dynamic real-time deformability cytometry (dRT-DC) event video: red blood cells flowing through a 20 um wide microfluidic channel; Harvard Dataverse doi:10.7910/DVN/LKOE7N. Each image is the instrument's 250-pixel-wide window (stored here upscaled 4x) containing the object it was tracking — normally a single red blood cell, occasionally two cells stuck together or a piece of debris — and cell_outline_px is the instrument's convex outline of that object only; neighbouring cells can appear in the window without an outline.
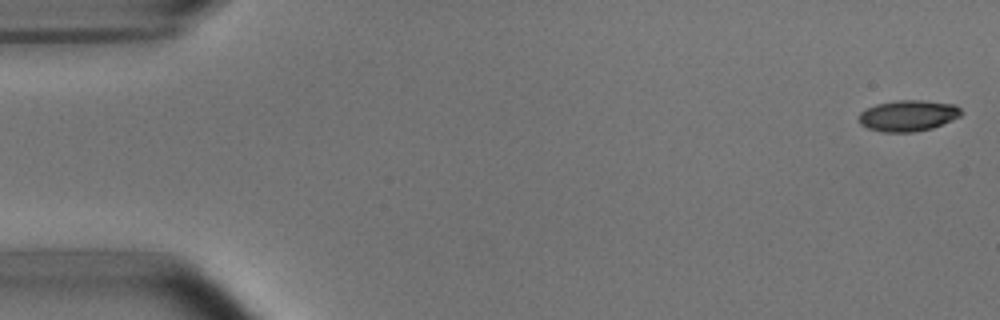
{"species": "common noctule bat (a hibernating species)", "species_latin": "Nyctalus noctula", "temperature_condition": "room temperature", "stored_images_in_passage": 52, "camera_frame_rate_fps": 3000, "um_per_image_px": 0.085, "animal": {"sex": "male", "body_mass_g": 15.6}, "frame": {"image": 1, "passage_image": 1, "time_ms": 0.0, "image_size_px": [1000, 320], "cell_outline_px": [[964, 112], [960, 116], [952, 120], [932, 128], [912, 132], [884, 132], [868, 128], [860, 124], [860, 112], [876, 104], [896, 100], [920, 100], [956, 104]], "centroid_in_image_um": [77.22, 9.82], "position_along_channel_um": 7.8, "area_um2": 18.5}}
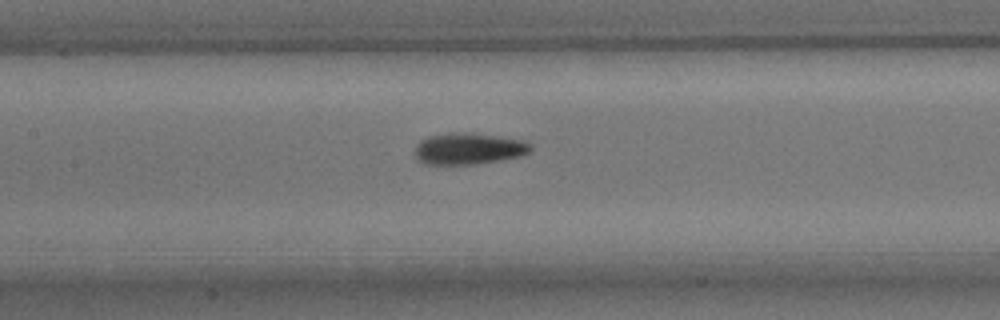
{"frame": {"image": 2, "passage_image": 24, "time_ms": 7.667, "image_size_px": [1000, 320], "cell_outline_px": [[532, 148], [528, 152], [520, 156], [500, 160], [476, 164], [424, 164], [416, 160], [416, 144], [420, 140], [428, 136], [456, 132], [472, 132], [524, 140], [532, 144]], "centroid_in_image_um": [39.83, 12.63], "position_along_channel_um": 167.6, "area_um2": 21.39}}
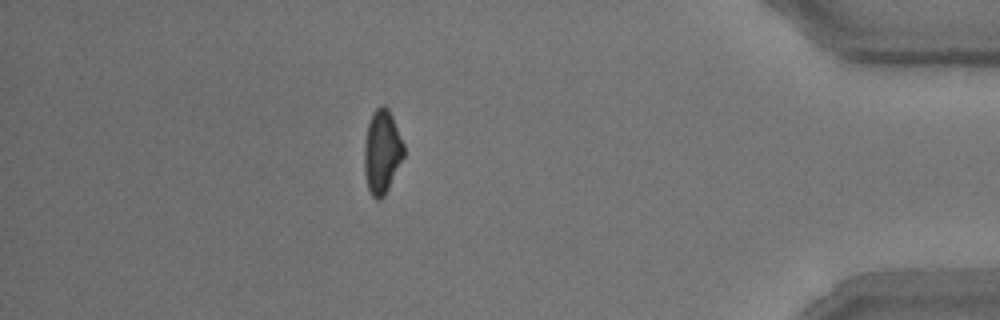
{"frame": {"image": 3, "passage_image": 46, "time_ms": 15.0, "image_size_px": [1000, 320], "cell_outline_px": [[404, 156], [384, 196], [380, 200], [376, 200], [372, 196], [368, 188], [364, 172], [364, 144], [368, 124], [372, 112], [380, 104], [384, 104], [388, 108], [392, 116], [404, 144]], "centroid_in_image_um": [32.46, 12.88], "position_along_channel_um": 402.7, "area_um2": 19.31}, "authors_computed_cell_mechanics": {"area_um2": 19.5364, "velocity_mm_per_s": 3.8056, "shape_relaxation_time_tau1_ms": 4.1457, "shape_relaxation_time_tau2_ms": 2.7504, "deformation_change_tau1": 0.1544, "deformation_change_tau2": 0.0966}}